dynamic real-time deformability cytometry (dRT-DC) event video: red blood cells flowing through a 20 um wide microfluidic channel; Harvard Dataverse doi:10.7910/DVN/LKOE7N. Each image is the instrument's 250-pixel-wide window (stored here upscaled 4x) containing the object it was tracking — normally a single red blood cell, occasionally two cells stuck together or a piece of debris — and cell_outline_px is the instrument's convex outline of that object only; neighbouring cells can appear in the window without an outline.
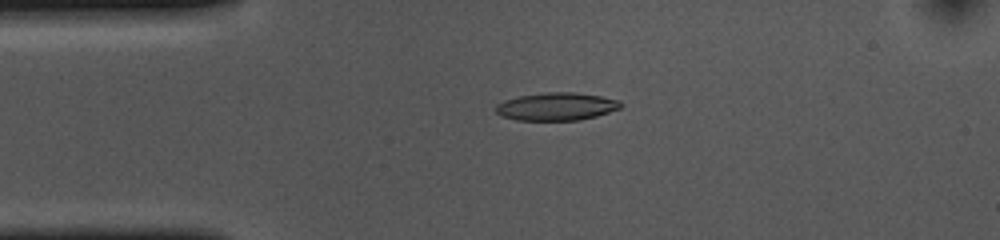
{"species": "common noctule bat (a hibernating species)", "species_latin": "Nyctalus noctula", "temperature_condition": "cold", "stored_images_in_passage": 53, "camera_frame_rate_fps": 3000, "um_per_image_px": 0.085, "animal": {"sex": "female", "body_mass_g": 10.0, "forearm_length_mm": 53.1}, "frame": {"image": 1, "passage_image": 11, "time_ms": 3.333, "image_size_px": [1000, 240], "cell_outline_px": [[624, 104], [620, 108], [596, 116], [580, 120], [516, 120], [500, 116], [496, 112], [496, 104], [504, 100], [520, 96], [544, 92], [576, 92], [600, 96], [620, 100]], "centroid_in_image_um": [47.3, 9.05], "position_along_channel_um": 37.7, "area_um2": 20.35}}
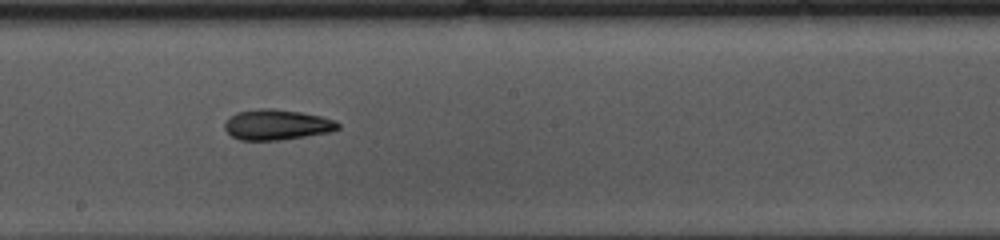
{"frame": {"image": 2, "passage_image": 28, "time_ms": 9.0, "image_size_px": [1000, 240], "cell_outline_px": [[340, 128], [332, 132], [280, 140], [240, 140], [232, 136], [224, 128], [224, 124], [236, 112], [260, 108], [272, 108], [300, 112], [320, 116], [336, 120], [340, 124]], "centroid_in_image_um": [23.57, 10.6], "position_along_channel_um": 224.6, "area_um2": 20.11}}
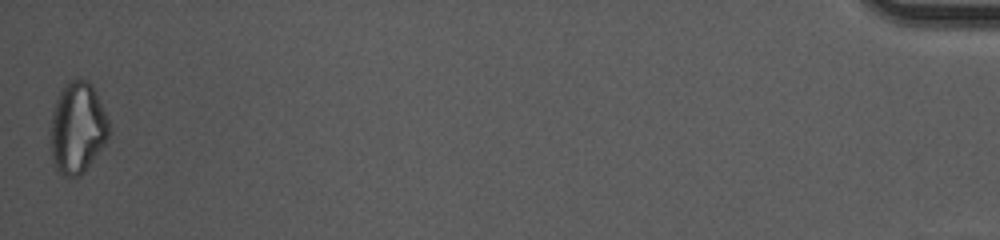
{"frame": {"image": 3, "passage_image": 53, "time_ms": 17.333, "image_size_px": [1000, 240], "cell_outline_px": [[108, 136], [104, 144], [80, 176], [64, 176], [56, 172], [52, 160], [52, 112], [56, 100], [64, 84], [68, 80], [88, 80], [92, 84], [108, 120]], "centroid_in_image_um": [6.57, 10.87], "position_along_channel_um": 428.6, "area_um2": 30.52}, "authors_computed_cell_mechanics": {"area_um2": 20.1722, "velocity_mm_per_s": 3.6501, "shape_relaxation_time_tau1_ms": 10.796, "shape_relaxation_time_tau2_ms": 3.1716, "deformation_change_tau1": 0.2395, "deformation_change_tau2": 0.1186}}